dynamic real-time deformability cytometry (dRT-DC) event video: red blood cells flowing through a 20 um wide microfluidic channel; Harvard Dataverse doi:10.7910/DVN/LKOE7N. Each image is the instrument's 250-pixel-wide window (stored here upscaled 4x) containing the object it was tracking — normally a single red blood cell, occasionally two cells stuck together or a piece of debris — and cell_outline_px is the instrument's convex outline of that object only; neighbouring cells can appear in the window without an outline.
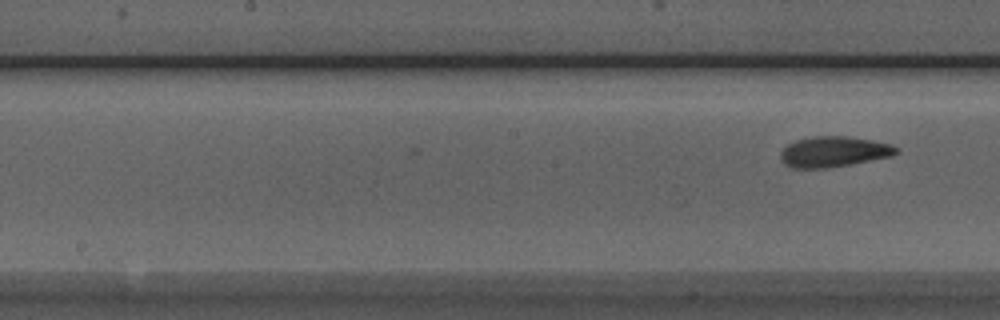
{"species": "Egyptian fruit bat (a non-hibernating species)", "species_latin": "Rousettus aegyptiacus", "temperature_condition": "room temperature", "stored_images_in_passage": 10, "camera_frame_rate_fps": 3000, "um_per_image_px": 0.085, "animal": {"sex": "male"}, "frame": {"image": 1, "passage_image": 10, "time_ms": 3.0, "image_size_px": [1000, 320], "cell_outline_px": [[900, 152], [892, 156], [852, 164], [824, 168], [792, 168], [784, 164], [780, 160], [780, 152], [788, 144], [796, 140], [812, 136], [848, 136], [872, 140], [892, 144], [900, 148]], "centroid_in_image_um": [70.89, 12.89], "position_along_channel_um": 177.3, "area_um2": 20.87}}